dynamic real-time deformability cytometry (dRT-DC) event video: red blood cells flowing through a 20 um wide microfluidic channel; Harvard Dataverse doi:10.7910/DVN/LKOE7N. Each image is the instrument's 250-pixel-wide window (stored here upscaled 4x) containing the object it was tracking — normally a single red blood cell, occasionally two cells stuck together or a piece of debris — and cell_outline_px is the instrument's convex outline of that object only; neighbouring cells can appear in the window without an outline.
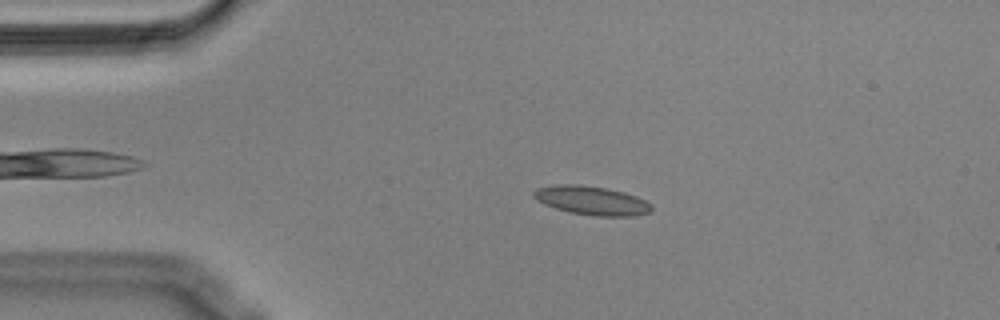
{"species": "Egyptian fruit bat (a non-hibernating species)", "species_latin": "Rousettus aegyptiacus", "temperature_condition": "cold", "stored_images_in_passage": 46, "segment_of_instrument_passage": [1, 2], "camera_frame_rate_fps": 3000, "um_per_image_px": 0.085, "animal": {"sex": "male"}, "frame": {"image": 1, "passage_image": 2, "time_ms": 0.333, "image_size_px": [1000, 320], "cell_outline_px": [[652, 208], [648, 212], [632, 216], [592, 216], [568, 212], [544, 204], [536, 200], [532, 196], [532, 192], [536, 188], [556, 184], [580, 184], [608, 188], [636, 196], [652, 204]], "centroid_in_image_um": [50.24, 17.03], "position_along_channel_um": 34.8, "area_um2": 19.94}}
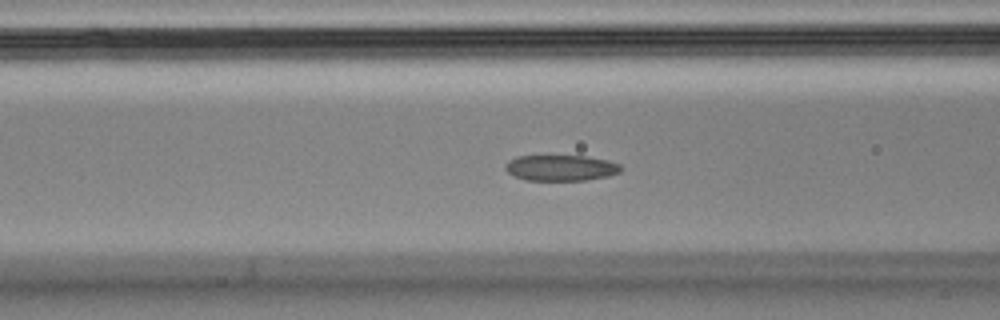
{"frame": {"image": 2, "passage_image": 12, "time_ms": 3.667, "image_size_px": [1000, 320], "cell_outline_px": [[620, 172], [608, 176], [584, 180], [524, 180], [508, 172], [504, 168], [504, 164], [508, 160], [516, 156], [584, 156], [608, 160], [620, 164]], "centroid_in_image_um": [47.64, 14.26], "position_along_channel_um": 119.0, "area_um2": 17.34}}
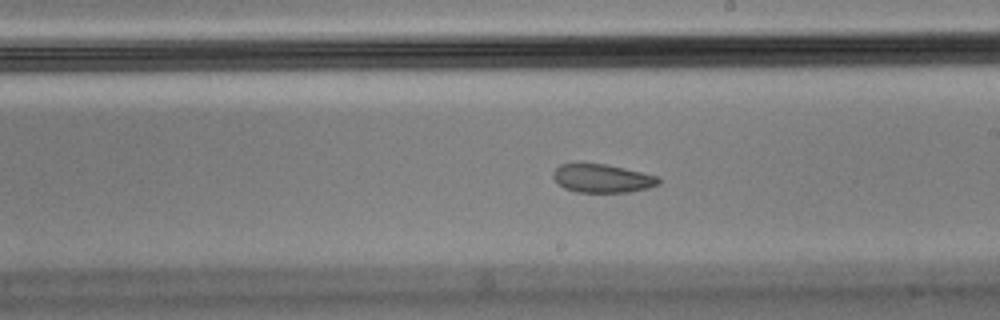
{"frame": {"image": 3, "passage_image": 22, "time_ms": 7.0, "image_size_px": [1000, 320], "cell_outline_px": [[660, 184], [648, 188], [628, 192], [576, 192], [564, 188], [552, 176], [552, 172], [560, 164], [580, 160], [604, 164], [624, 168], [660, 176]], "centroid_in_image_um": [51.16, 15.12], "position_along_channel_um": 237.8, "area_um2": 18.03}}